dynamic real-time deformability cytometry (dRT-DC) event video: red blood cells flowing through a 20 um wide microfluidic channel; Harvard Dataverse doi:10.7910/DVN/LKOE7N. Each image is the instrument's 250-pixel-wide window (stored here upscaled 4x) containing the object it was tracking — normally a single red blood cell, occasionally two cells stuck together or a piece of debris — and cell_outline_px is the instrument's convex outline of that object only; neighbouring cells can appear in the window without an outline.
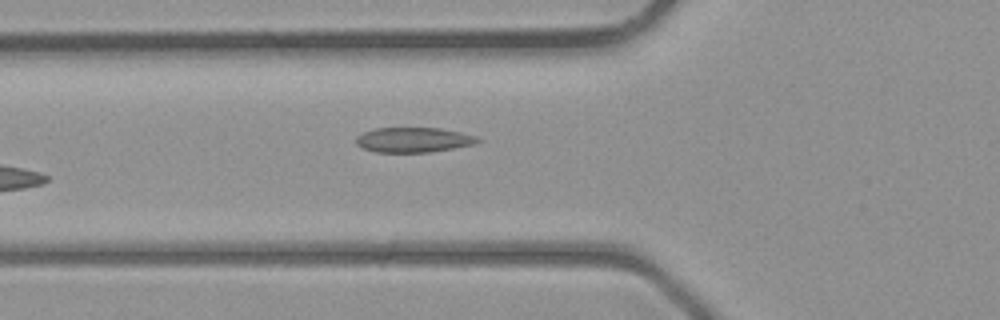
{"species": "common noctule bat (a hibernating species)", "species_latin": "Nyctalus noctula", "temperature_condition": "room temperature", "stored_images_in_passage": 6, "camera_frame_rate_fps": 3000, "um_per_image_px": 0.085, "animal": {"sex": "male", "body_mass_g": 23.1, "forearm_length_mm": 52.7}, "frame": {"image": 1, "passage_image": 6, "time_ms": 6.667, "image_size_px": [1000, 320], "cell_outline_px": [[480, 140], [476, 144], [428, 152], [376, 152], [360, 148], [356, 144], [356, 136], [364, 132], [376, 128], [440, 128], [460, 132], [476, 136]], "centroid_in_image_um": [35.11, 11.89], "position_along_channel_um": 90.7, "area_um2": 17.63}}